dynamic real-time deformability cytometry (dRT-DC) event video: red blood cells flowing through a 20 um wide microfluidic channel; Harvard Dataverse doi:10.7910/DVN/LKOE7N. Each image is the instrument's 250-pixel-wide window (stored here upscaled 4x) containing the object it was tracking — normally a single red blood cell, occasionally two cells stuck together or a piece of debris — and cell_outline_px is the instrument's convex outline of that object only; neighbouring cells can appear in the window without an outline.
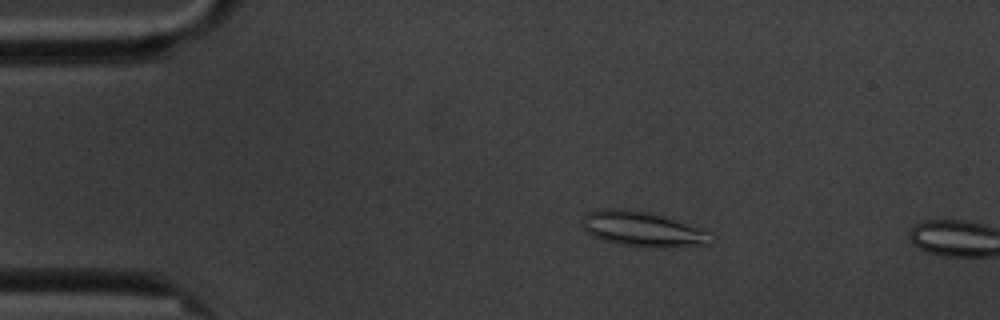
{"species": "common noctule bat (a hibernating species)", "species_latin": "Nyctalus noctula", "temperature_condition": "cold", "stored_images_in_passage": 4, "camera_frame_rate_fps": 3000, "um_per_image_px": 0.085, "animal": {"sex": "male", "body_mass_g": 20.1, "forearm_length_mm": 53.5}, "frame": {"image": 1, "passage_image": 3, "time_ms": 2.333, "image_size_px": [1000, 320], "cell_outline_px": [[716, 240], [712, 244], [668, 248], [664, 248], [616, 244], [592, 236], [584, 228], [584, 212], [600, 208], [624, 208], [648, 212], [700, 228], [708, 232]], "centroid_in_image_um": [54.63, 19.48], "position_along_channel_um": 30.4, "area_um2": 26.36}}